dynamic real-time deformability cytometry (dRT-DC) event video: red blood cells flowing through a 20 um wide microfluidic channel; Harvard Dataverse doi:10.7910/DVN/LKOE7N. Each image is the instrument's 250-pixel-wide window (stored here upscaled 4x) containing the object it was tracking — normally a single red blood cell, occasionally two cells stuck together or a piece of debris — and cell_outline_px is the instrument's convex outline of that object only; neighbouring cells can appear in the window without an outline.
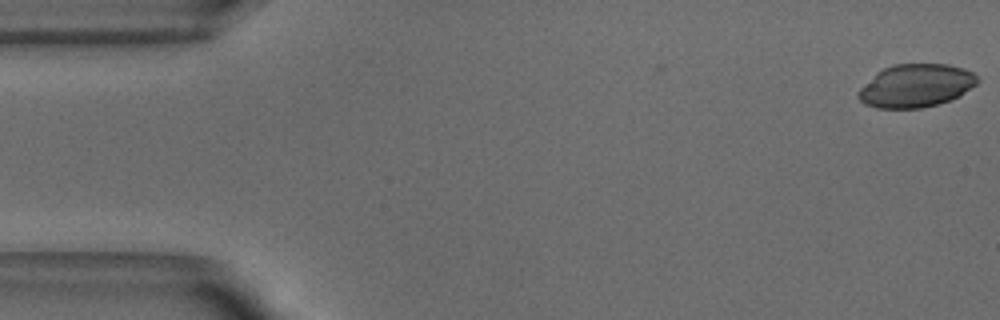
{"species": "common noctule bat (a hibernating species)", "species_latin": "Nyctalus noctula", "temperature_condition": "warm", "stored_images_in_passage": 2, "camera_frame_rate_fps": 3000, "um_per_image_px": 0.085, "animal": {"sex": "male", "body_mass_g": 18.8}, "frame": {"image": 1, "passage_image": 2, "time_ms": 0.333, "image_size_px": [1000, 320], "cell_outline_px": [[980, 80], [976, 84], [960, 96], [936, 104], [920, 108], [876, 108], [864, 104], [856, 96], [856, 92], [876, 72], [892, 64], [948, 64], [964, 68], [972, 72]], "centroid_in_image_um": [77.82, 7.28], "position_along_channel_um": 7.2, "area_um2": 30.0}}